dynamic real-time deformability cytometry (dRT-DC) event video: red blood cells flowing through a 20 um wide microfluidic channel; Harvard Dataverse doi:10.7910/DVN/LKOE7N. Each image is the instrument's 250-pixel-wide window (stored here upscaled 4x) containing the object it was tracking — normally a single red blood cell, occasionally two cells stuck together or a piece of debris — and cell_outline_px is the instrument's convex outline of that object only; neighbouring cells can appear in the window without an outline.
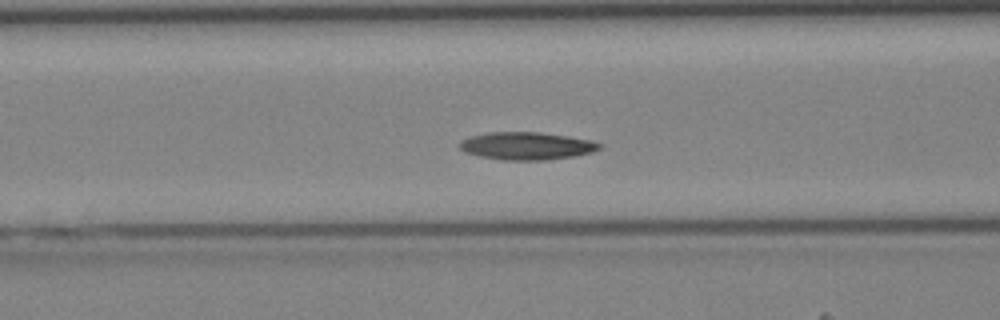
{"species": "Egyptian fruit bat (a non-hibernating species)", "species_latin": "Rousettus aegyptiacus", "temperature_condition": "cold", "stored_images_in_passage": 44, "camera_frame_rate_fps": 3000, "um_per_image_px": 0.085, "animal": {"sex": "female"}, "frame": {"image": 1, "passage_image": 18, "time_ms": 5.667, "image_size_px": [1000, 320], "cell_outline_px": [[600, 148], [592, 152], [572, 156], [544, 160], [504, 160], [480, 156], [464, 152], [460, 148], [460, 140], [468, 136], [488, 132], [540, 132], [568, 136], [592, 140], [600, 144]], "centroid_in_image_um": [44.72, 12.39], "position_along_channel_um": 121.9, "area_um2": 22.48}}
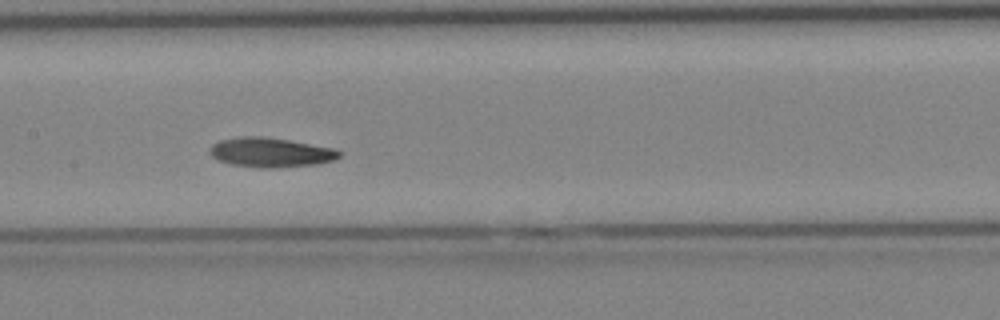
{"frame": {"image": 2, "passage_image": 22, "time_ms": 7.0, "image_size_px": [1000, 320], "cell_outline_px": [[344, 152], [336, 160], [320, 164], [272, 168], [260, 168], [232, 164], [220, 160], [212, 156], [208, 152], [208, 148], [212, 144], [220, 140], [236, 136], [264, 136], [288, 140], [332, 148]], "centroid_in_image_um": [23.01, 12.95], "position_along_channel_um": 184.4, "area_um2": 22.48}}
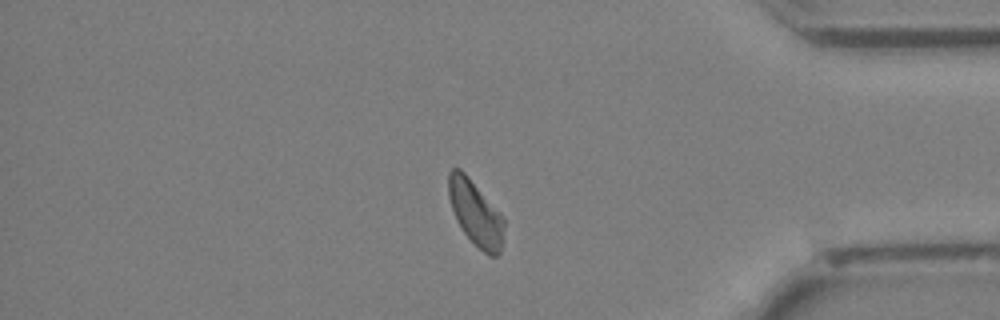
{"frame": {"image": 3, "passage_image": 37, "time_ms": 12.0, "image_size_px": [1000, 320], "cell_outline_px": [[504, 224], [500, 252], [496, 256], [488, 256], [464, 232], [456, 220], [448, 196], [448, 172], [452, 168], [460, 168], [464, 172], [504, 220]], "centroid_in_image_um": [40.38, 18.11], "position_along_channel_um": 394.8, "area_um2": 20.23}}